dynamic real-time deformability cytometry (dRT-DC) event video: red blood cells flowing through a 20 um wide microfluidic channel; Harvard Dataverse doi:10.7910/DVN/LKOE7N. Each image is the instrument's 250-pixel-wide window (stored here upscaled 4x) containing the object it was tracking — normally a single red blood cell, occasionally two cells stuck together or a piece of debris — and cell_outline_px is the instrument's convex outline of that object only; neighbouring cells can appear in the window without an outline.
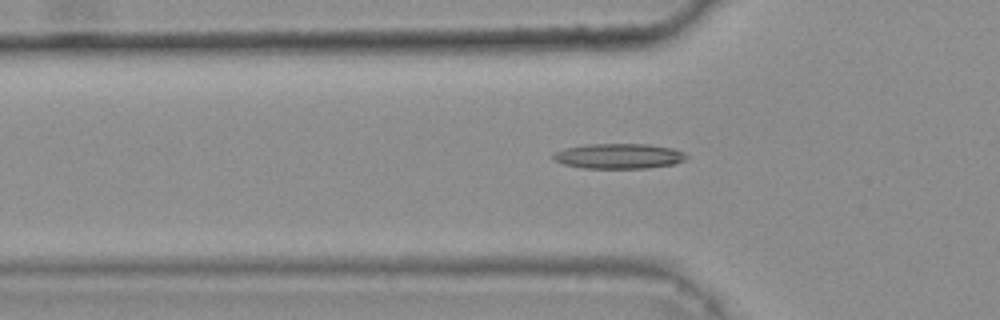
{"species": "common noctule bat (a hibernating species)", "species_latin": "Nyctalus noctula", "temperature_condition": "warm", "stored_images_in_passage": 47, "camera_frame_rate_fps": 3000, "um_per_image_px": 0.085, "animal": {"sex": "female", "body_mass_g": 25.1}, "frame": {"image": 1, "passage_image": 18, "time_ms": 5.667, "image_size_px": [1000, 320], "cell_outline_px": [[688, 156], [684, 160], [676, 164], [648, 168], [584, 168], [564, 164], [552, 160], [552, 156], [556, 152], [564, 148], [588, 144], [648, 144], [672, 148], [684, 152]], "centroid_in_image_um": [52.61, 13.27], "position_along_channel_um": 73.2, "area_um2": 19.59}}
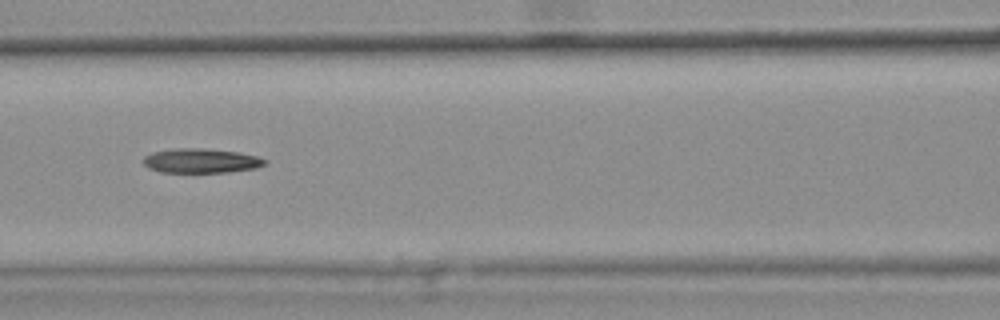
{"frame": {"image": 2, "passage_image": 24, "time_ms": 7.667, "image_size_px": [1000, 320], "cell_outline_px": [[268, 160], [264, 164], [256, 168], [228, 172], [160, 172], [148, 168], [144, 164], [144, 156], [152, 152], [172, 148], [204, 148], [236, 152], [256, 156]], "centroid_in_image_um": [17.06, 13.66], "position_along_channel_um": 149.5, "area_um2": 17.28}}
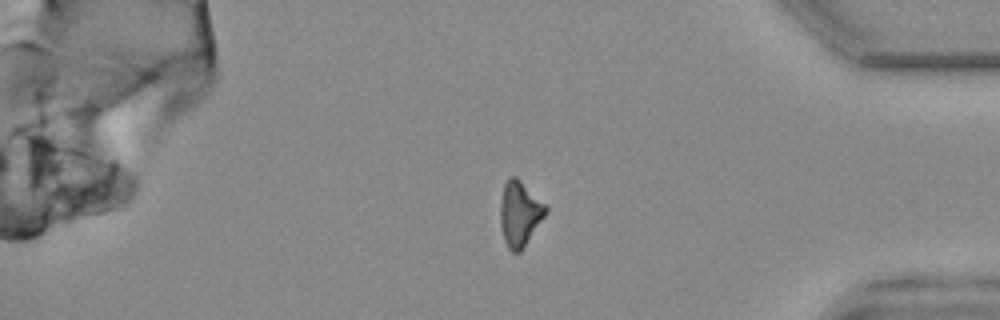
{"frame": {"image": 3, "passage_image": 45, "time_ms": 14.667, "image_size_px": [1000, 320], "cell_outline_px": [[548, 212], [520, 252], [512, 252], [508, 248], [504, 240], [500, 224], [500, 204], [504, 184], [508, 176], [516, 176], [548, 204]], "centroid_in_image_um": [44.2, 18.12], "position_along_channel_um": 391.0, "area_um2": 17.57}}